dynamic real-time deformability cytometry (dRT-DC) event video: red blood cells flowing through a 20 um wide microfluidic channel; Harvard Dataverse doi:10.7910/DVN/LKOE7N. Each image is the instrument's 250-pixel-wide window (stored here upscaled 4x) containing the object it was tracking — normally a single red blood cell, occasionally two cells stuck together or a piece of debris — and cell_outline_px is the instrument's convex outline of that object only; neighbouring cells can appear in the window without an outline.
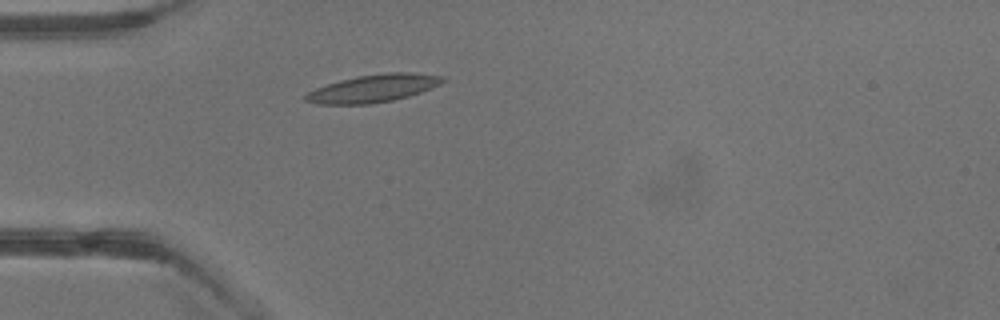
{"species": "common noctule bat (a hibernating species)", "species_latin": "Nyctalus noctula", "temperature_condition": "warm", "stored_images_in_passage": 1, "camera_frame_rate_fps": 3000, "um_per_image_px": 0.085, "animal": {"sex": "male", "body_mass_g": 13.3}, "frame": {"image": 1, "passage_image": 1, "time_ms": 0.0, "image_size_px": [1000, 320], "cell_outline_px": [[444, 80], [440, 84], [432, 88], [408, 96], [392, 100], [368, 104], [316, 104], [304, 100], [304, 96], [308, 92], [316, 88], [340, 80], [356, 76], [388, 72], [412, 72], [444, 76]], "centroid_in_image_um": [31.73, 7.5], "position_along_channel_um": 53.3, "area_um2": 22.02}}